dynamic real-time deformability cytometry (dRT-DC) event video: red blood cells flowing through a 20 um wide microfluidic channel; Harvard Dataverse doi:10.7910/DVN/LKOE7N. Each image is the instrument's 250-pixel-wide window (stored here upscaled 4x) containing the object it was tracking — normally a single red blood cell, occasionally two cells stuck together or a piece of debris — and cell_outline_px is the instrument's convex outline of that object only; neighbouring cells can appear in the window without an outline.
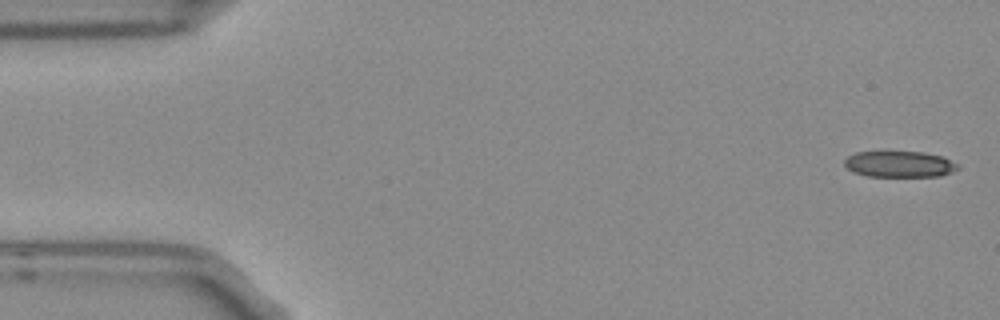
{"species": "Egyptian fruit bat (a non-hibernating species)", "species_latin": "Rousettus aegyptiacus", "temperature_condition": "room temperature", "stored_images_in_passage": 4, "camera_frame_rate_fps": 3000, "um_per_image_px": 0.085, "frame": {"image": 1, "passage_image": 1, "time_ms": 0.0, "image_size_px": [1000, 320], "cell_outline_px": [[960, 168], [952, 172], [940, 176], [868, 176], [852, 172], [844, 164], [844, 160], [848, 156], [856, 152], [924, 152], [944, 156], [960, 164]], "centroid_in_image_um": [76.51, 13.95], "position_along_channel_um": 8.5, "area_um2": 17.4}}
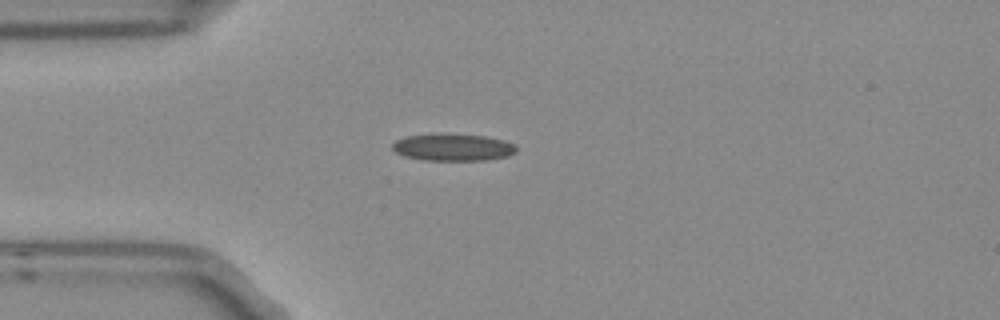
{"frame": {"image": 2, "passage_image": 4, "time_ms": 1.0, "image_size_px": [1000, 320], "cell_outline_px": [[516, 152], [508, 156], [488, 160], [424, 160], [404, 156], [396, 152], [392, 148], [392, 144], [396, 140], [408, 136], [440, 132], [484, 136], [504, 140], [516, 144]], "centroid_in_image_um": [38.51, 12.5], "position_along_channel_um": 46.5, "area_um2": 19.88}}